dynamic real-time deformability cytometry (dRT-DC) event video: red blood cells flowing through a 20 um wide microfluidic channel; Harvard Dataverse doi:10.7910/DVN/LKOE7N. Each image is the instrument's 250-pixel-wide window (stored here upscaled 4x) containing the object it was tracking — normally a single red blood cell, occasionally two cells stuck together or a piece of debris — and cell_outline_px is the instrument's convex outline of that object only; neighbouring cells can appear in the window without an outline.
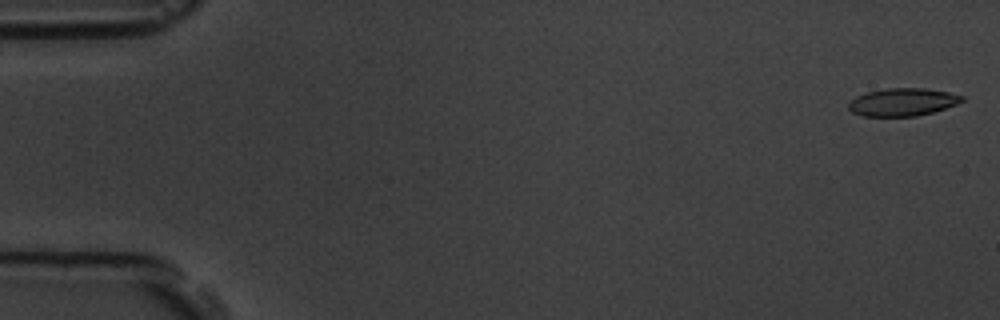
{"species": "common noctule bat (a hibernating species)", "species_latin": "Nyctalus noctula", "temperature_condition": "room temperature", "stored_images_in_passage": 6, "camera_frame_rate_fps": 3000, "um_per_image_px": 0.085, "animal": {"sex": "male", "body_mass_g": 19.5, "forearm_length_mm": 54.6}, "frame": {"image": 1, "passage_image": 1, "time_ms": 0.0, "image_size_px": [1000, 320], "cell_outline_px": [[964, 100], [956, 104], [932, 112], [916, 116], [864, 116], [852, 112], [848, 108], [848, 104], [856, 96], [868, 92], [888, 88], [924, 88], [948, 92], [964, 96]], "centroid_in_image_um": [76.72, 8.67], "position_along_channel_um": 8.3, "area_um2": 18.15}}